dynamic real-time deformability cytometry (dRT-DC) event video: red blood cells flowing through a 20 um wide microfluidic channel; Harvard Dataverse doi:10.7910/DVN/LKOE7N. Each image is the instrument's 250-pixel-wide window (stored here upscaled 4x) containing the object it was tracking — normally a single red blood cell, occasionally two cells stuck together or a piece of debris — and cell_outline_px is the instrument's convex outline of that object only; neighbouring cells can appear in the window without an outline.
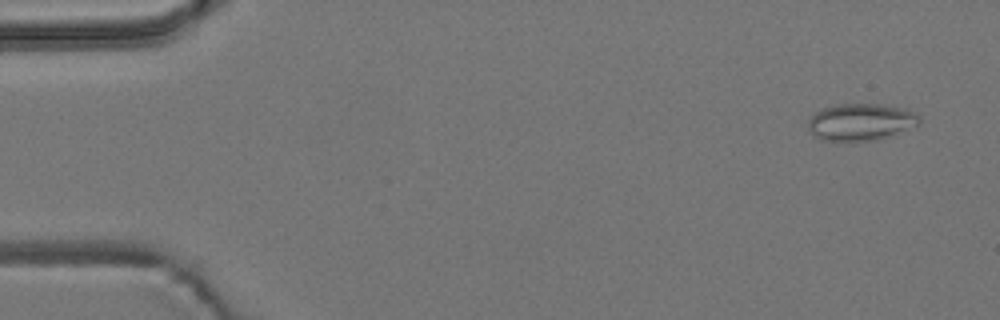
{"species": "common noctule bat (a hibernating species)", "species_latin": "Nyctalus noctula", "temperature_condition": "room temperature", "stored_images_in_passage": 5, "camera_frame_rate_fps": 3000, "um_per_image_px": 0.085, "animal": {"sex": "male", "body_mass_g": 19.2, "forearm_length_mm": 51.8}, "frame": {"image": 1, "passage_image": 1, "time_ms": 0.0, "image_size_px": [1000, 320], "cell_outline_px": [[920, 124], [892, 136], [880, 140], [848, 144], [824, 140], [812, 136], [808, 128], [808, 120], [816, 112], [824, 108], [836, 104], [884, 104], [900, 108], [912, 112], [920, 116]], "centroid_in_image_um": [73.14, 10.43], "position_along_channel_um": 11.9, "area_um2": 24.8}}
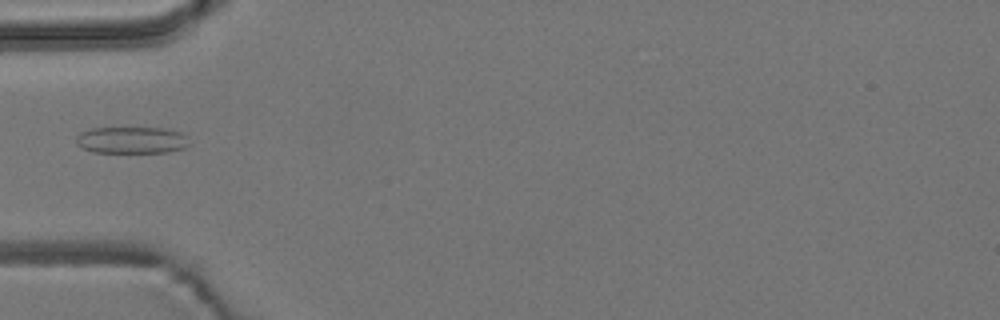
{"frame": {"image": 2, "passage_image": 5, "time_ms": 1.333, "image_size_px": [1000, 320], "cell_outline_px": [[192, 144], [184, 148], [168, 152], [92, 152], [76, 144], [76, 136], [80, 132], [92, 128], [164, 128], [180, 132], [188, 136]], "centroid_in_image_um": [11.23, 11.91], "position_along_channel_um": 73.8, "area_um2": 17.8}}